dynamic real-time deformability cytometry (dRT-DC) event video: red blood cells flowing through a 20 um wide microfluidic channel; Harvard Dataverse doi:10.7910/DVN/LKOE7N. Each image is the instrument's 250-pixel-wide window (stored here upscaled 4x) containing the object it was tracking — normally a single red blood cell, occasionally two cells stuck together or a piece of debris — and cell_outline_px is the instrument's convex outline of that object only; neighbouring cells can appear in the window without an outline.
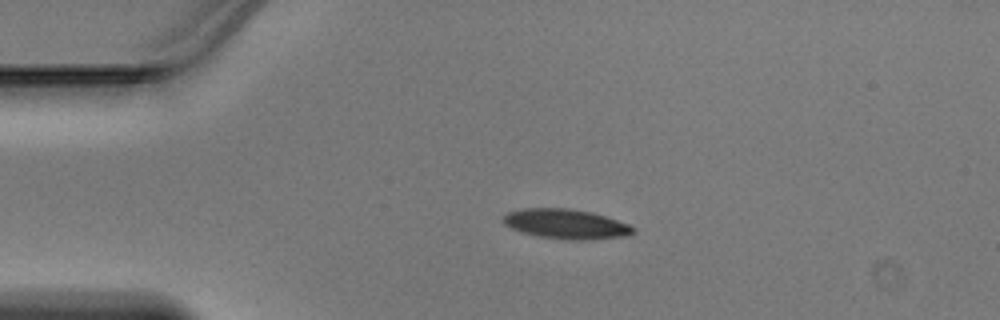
{"species": "Egyptian fruit bat (a non-hibernating species)", "species_latin": "Rousettus aegyptiacus", "temperature_condition": "warm", "stored_images_in_passage": 37, "camera_frame_rate_fps": 3000, "um_per_image_px": 0.085, "animal": {"sex": "male"}, "frame": {"image": 1, "passage_image": 1, "time_ms": 0.0, "image_size_px": [1000, 320], "cell_outline_px": [[636, 232], [628, 236], [584, 240], [568, 240], [540, 236], [524, 232], [512, 228], [504, 224], [500, 220], [508, 212], [524, 208], [568, 208], [592, 212], [628, 224], [636, 228]], "centroid_in_image_um": [48.13, 19.04], "position_along_channel_um": 36.9, "area_um2": 22.48}}
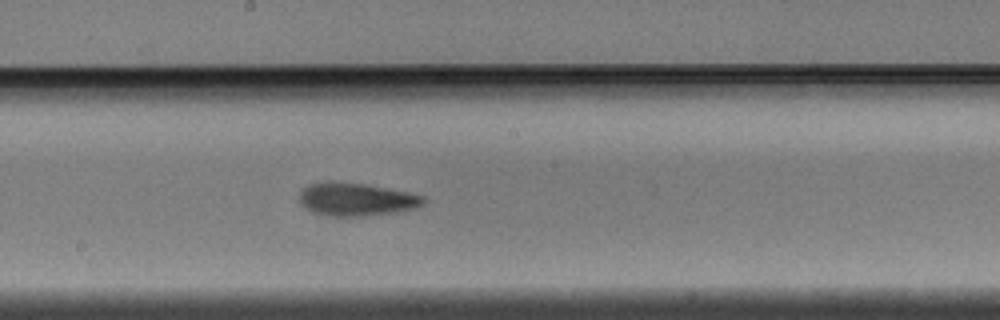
{"frame": {"image": 2, "passage_image": 16, "time_ms": 5.0, "image_size_px": [1000, 320], "cell_outline_px": [[424, 204], [412, 208], [396, 212], [364, 216], [328, 216], [312, 212], [304, 208], [300, 200], [300, 192], [308, 184], [328, 180], [332, 180], [364, 184], [408, 192], [424, 196]], "centroid_in_image_um": [30.23, 16.93], "position_along_channel_um": 218.0, "area_um2": 23.93}}
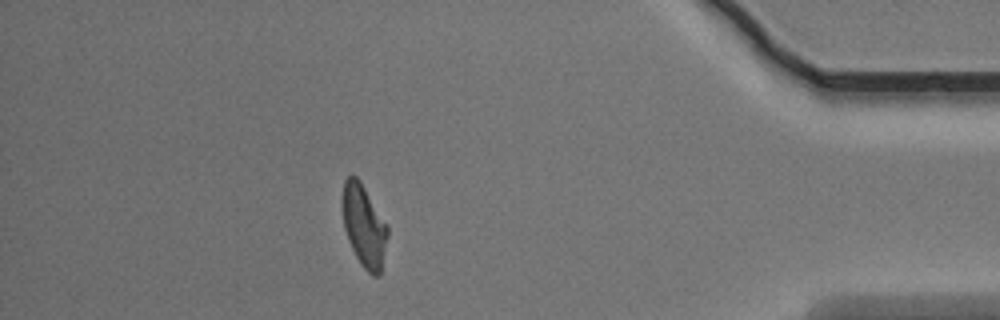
{"frame": {"image": 3, "passage_image": 32, "time_ms": 10.333, "image_size_px": [1000, 320], "cell_outline_px": [[388, 236], [380, 276], [372, 276], [360, 264], [348, 240], [344, 228], [340, 204], [340, 200], [344, 180], [348, 176], [356, 176], [360, 180], [388, 224]], "centroid_in_image_um": [30.92, 19.17], "position_along_channel_um": 404.3, "area_um2": 22.2}}